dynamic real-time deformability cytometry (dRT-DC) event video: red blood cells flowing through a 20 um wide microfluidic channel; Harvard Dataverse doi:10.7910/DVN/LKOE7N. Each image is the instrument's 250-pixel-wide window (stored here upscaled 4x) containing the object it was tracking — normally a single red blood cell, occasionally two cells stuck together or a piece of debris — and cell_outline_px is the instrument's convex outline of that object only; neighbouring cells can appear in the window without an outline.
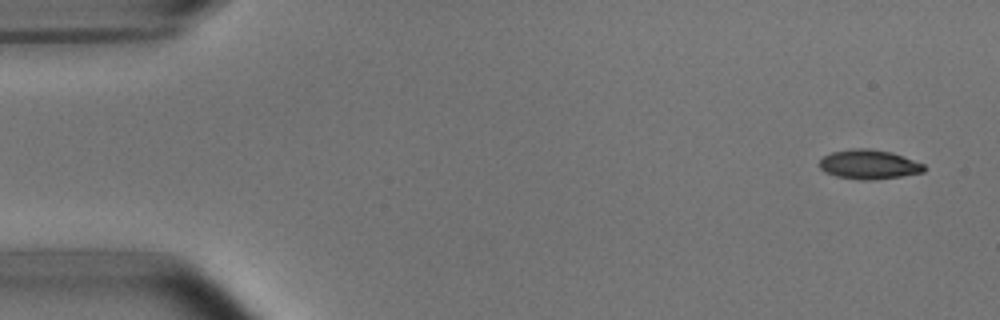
{"species": "common noctule bat (a hibernating species)", "species_latin": "Nyctalus noctula", "temperature_condition": "room temperature", "stored_images_in_passage": 4, "camera_frame_rate_fps": 3000, "um_per_image_px": 0.085, "animal": {"sex": "male", "body_mass_g": 15.6}, "frame": {"image": 1, "passage_image": 1, "time_ms": 0.0, "image_size_px": [1000, 320], "cell_outline_px": [[924, 172], [900, 176], [872, 180], [860, 180], [836, 176], [824, 172], [820, 168], [820, 160], [824, 156], [832, 152], [852, 148], [868, 148], [892, 152], [924, 164]], "centroid_in_image_um": [73.84, 13.97], "position_along_channel_um": 11.2, "area_um2": 17.86}}
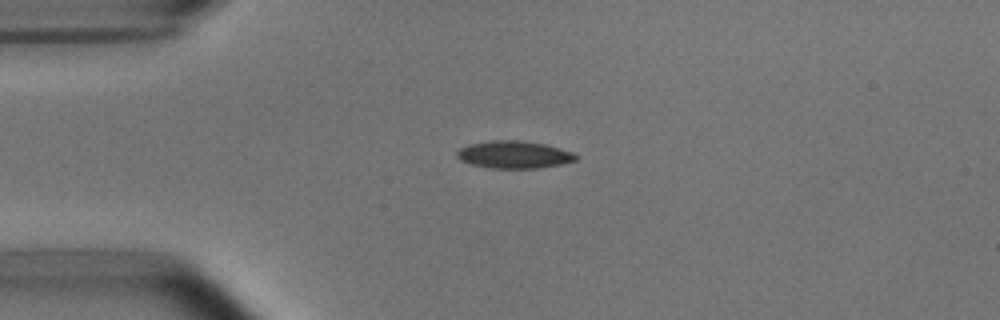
{"frame": {"image": 2, "passage_image": 4, "time_ms": 3.333, "image_size_px": [1000, 320], "cell_outline_px": [[576, 160], [560, 164], [536, 168], [492, 168], [472, 164], [460, 160], [456, 156], [456, 152], [460, 148], [468, 144], [492, 140], [520, 140], [544, 144], [572, 152], [576, 156]], "centroid_in_image_um": [43.64, 13.13], "position_along_channel_um": 41.4, "area_um2": 18.79}}